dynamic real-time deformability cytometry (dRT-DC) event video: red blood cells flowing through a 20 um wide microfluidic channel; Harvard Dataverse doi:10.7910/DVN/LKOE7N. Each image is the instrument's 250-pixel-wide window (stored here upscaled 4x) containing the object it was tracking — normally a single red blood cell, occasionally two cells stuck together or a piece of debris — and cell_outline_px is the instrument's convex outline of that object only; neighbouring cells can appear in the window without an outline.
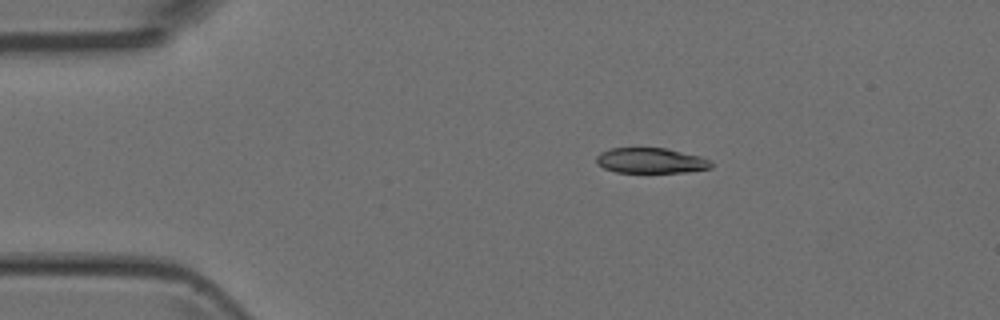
{"species": "Egyptian fruit bat (a non-hibernating species)", "species_latin": "Rousettus aegyptiacus", "temperature_condition": "room temperature", "stored_images_in_passage": 4, "segment_of_instrument_passage": [1, 2], "camera_frame_rate_fps": 3000, "um_per_image_px": 0.085, "animal": {"sex": "female"}, "frame": {"image": 1, "passage_image": 2, "time_ms": 1.333, "image_size_px": [1000, 320], "cell_outline_px": [[712, 168], [688, 172], [616, 172], [604, 168], [596, 164], [596, 156], [600, 152], [612, 148], [664, 148], [700, 156], [712, 160]], "centroid_in_image_um": [55.33, 13.65], "position_along_channel_um": 29.7, "area_um2": 16.99}}